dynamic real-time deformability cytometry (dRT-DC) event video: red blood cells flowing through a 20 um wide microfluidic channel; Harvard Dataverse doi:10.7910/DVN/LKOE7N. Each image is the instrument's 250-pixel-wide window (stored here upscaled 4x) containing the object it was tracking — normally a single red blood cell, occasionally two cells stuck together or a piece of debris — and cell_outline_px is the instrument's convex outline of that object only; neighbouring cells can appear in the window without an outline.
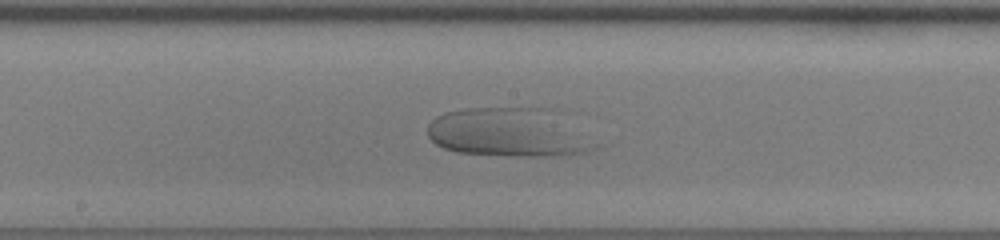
{"species": "human", "species_latin": "Homo sapiens", "temperature_condition": "room temperature", "stored_images_in_passage": 58, "camera_frame_rate_fps": 3000, "um_per_image_px": 0.085, "donor": {"sex": "female"}, "frame": {"image": 1, "passage_image": 32, "time_ms": 10.333, "image_size_px": [1000, 240], "cell_outline_px": [[604, 144], [596, 148], [584, 152], [548, 156], [508, 156], [460, 152], [444, 148], [436, 144], [428, 136], [428, 124], [436, 116], [444, 112], [468, 108], [556, 108]], "centroid_in_image_um": [43.4, 11.24], "position_along_channel_um": 204.8, "area_um2": 48.9}}
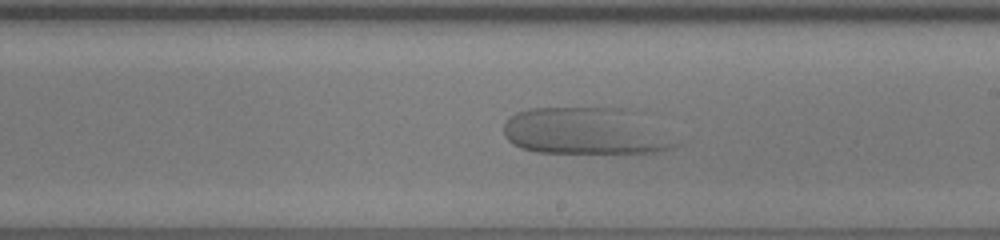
{"frame": {"image": 2, "passage_image": 35, "time_ms": 11.333, "image_size_px": [1000, 240], "cell_outline_px": [[680, 144], [660, 152], [536, 152], [520, 148], [512, 144], [504, 136], [504, 124], [516, 112], [528, 108], [628, 108], [644, 112]], "centroid_in_image_um": [49.85, 11.12], "position_along_channel_um": 239.1, "area_um2": 47.63}}
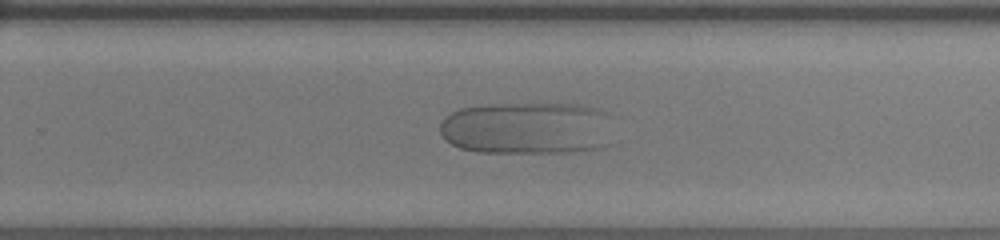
{"frame": {"image": 3, "passage_image": 39, "time_ms": 12.667, "image_size_px": [1000, 240], "cell_outline_px": [[604, 144], [596, 148], [568, 152], [480, 152], [460, 148], [452, 144], [440, 132], [440, 124], [444, 116], [460, 108], [488, 104], [584, 104], [596, 108], [604, 112]], "centroid_in_image_um": [44.64, 10.87], "position_along_channel_um": 285.2, "area_um2": 51.96}}